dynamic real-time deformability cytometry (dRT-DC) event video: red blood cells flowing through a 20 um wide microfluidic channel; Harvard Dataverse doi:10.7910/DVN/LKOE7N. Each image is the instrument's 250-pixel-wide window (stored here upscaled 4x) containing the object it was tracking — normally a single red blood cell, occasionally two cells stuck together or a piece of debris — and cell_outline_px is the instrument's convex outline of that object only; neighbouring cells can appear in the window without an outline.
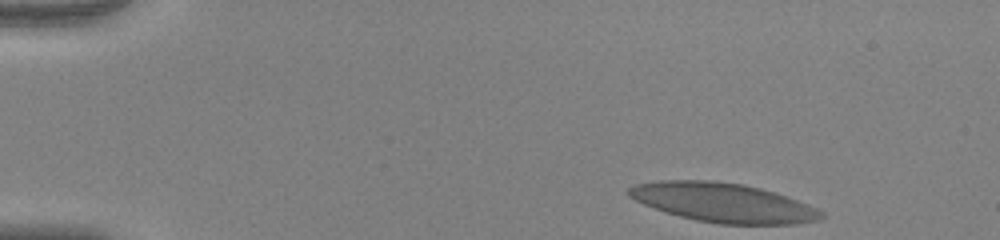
{"species": "human", "species_latin": "Homo sapiens", "temperature_condition": "warm", "stored_images_in_passage": 49, "camera_frame_rate_fps": 3000, "um_per_image_px": 0.085, "donor": {"sex": "female"}, "frame": {"image": 1, "passage_image": 1, "time_ms": 0.0, "image_size_px": [1000, 240], "cell_outline_px": [[824, 216], [820, 220], [796, 224], [720, 224], [696, 220], [680, 216], [644, 204], [628, 196], [628, 188], [636, 184], [660, 180], [708, 180], [744, 184], [760, 188], [796, 200], [816, 208], [824, 212]], "centroid_in_image_um": [61.48, 17.22], "position_along_channel_um": 23.5, "area_um2": 43.58}}
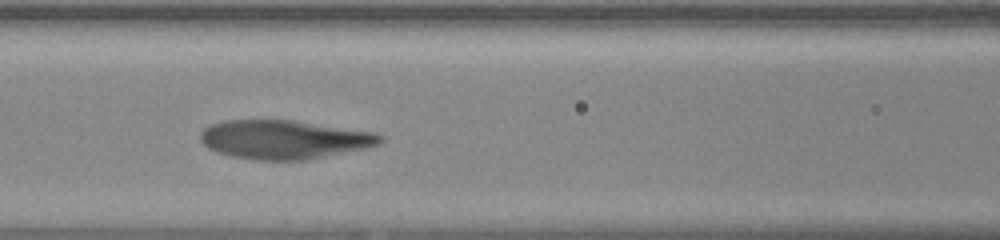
{"frame": {"image": 2, "passage_image": 19, "time_ms": 6.0, "image_size_px": [1000, 240], "cell_outline_px": [[384, 140], [380, 144], [364, 148], [308, 160], [256, 160], [232, 156], [216, 152], [208, 148], [200, 140], [200, 132], [208, 124], [224, 120], [292, 120], [376, 132], [384, 136]], "centroid_in_image_um": [24.14, 11.85], "position_along_channel_um": 142.5, "area_um2": 40.92}}
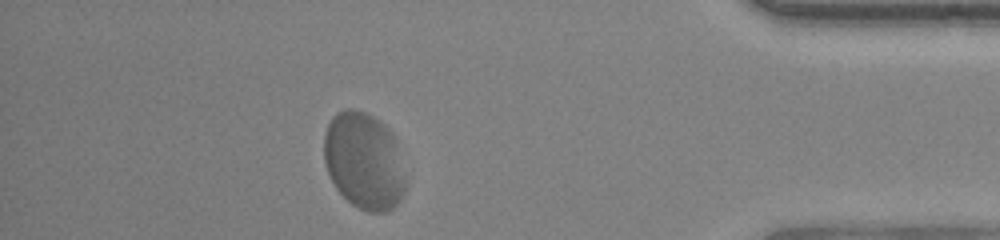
{"frame": {"image": 3, "passage_image": 43, "time_ms": 14.0, "image_size_px": [1000, 240], "cell_outline_px": [[408, 180], [404, 192], [400, 200], [388, 212], [368, 212], [352, 204], [336, 188], [324, 164], [324, 132], [332, 116], [336, 112], [344, 108], [352, 108], [364, 112], [380, 120], [396, 136]], "centroid_in_image_um": [30.97, 13.66], "position_along_channel_um": 404.2, "area_um2": 46.99}, "authors_computed_cell_mechanics": {"area_um2": 42.5408, "velocity_mm_per_s": 3.7203, "shape_relaxation_time_tau1_ms": 2.4229, "shape_relaxation_time_tau2_ms": null, "deformation_change_tau1": 0.129, "deformation_change_tau2": null}}